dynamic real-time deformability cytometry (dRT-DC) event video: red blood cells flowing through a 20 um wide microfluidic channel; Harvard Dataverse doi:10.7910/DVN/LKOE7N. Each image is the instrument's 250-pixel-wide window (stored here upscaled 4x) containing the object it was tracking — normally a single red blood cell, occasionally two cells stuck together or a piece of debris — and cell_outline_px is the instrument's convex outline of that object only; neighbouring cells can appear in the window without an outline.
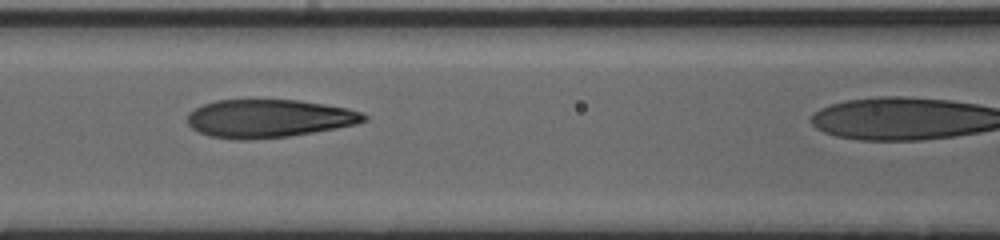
{"species": "human", "species_latin": "Homo sapiens", "temperature_condition": "cold", "stored_images_in_passage": 38, "camera_frame_rate_fps": 3000, "um_per_image_px": 0.085, "donor": {"sex": "male"}, "frame": {"image": 1, "passage_image": 19, "time_ms": 6.0, "image_size_px": [1000, 240], "cell_outline_px": [[368, 120], [356, 124], [336, 128], [288, 136], [248, 140], [240, 140], [208, 136], [192, 128], [188, 124], [188, 112], [204, 104], [216, 100], [300, 100], [348, 108], [360, 112], [368, 116]], "centroid_in_image_um": [22.85, 10.07], "position_along_channel_um": 143.7, "area_um2": 39.13}}
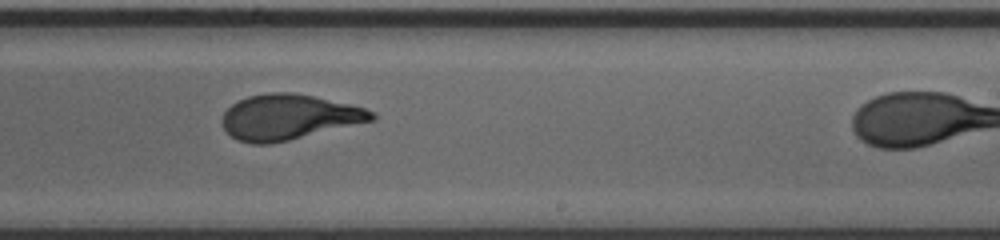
{"frame": {"image": 2, "passage_image": 28, "time_ms": 9.0, "image_size_px": [1000, 240], "cell_outline_px": [[376, 120], [272, 144], [252, 144], [236, 140], [224, 128], [220, 120], [224, 112], [232, 104], [248, 96], [268, 92], [292, 92], [312, 96], [348, 104], [364, 108], [376, 112]], "centroid_in_image_um": [24.53, 9.96], "position_along_channel_um": 264.5, "area_um2": 39.54}}
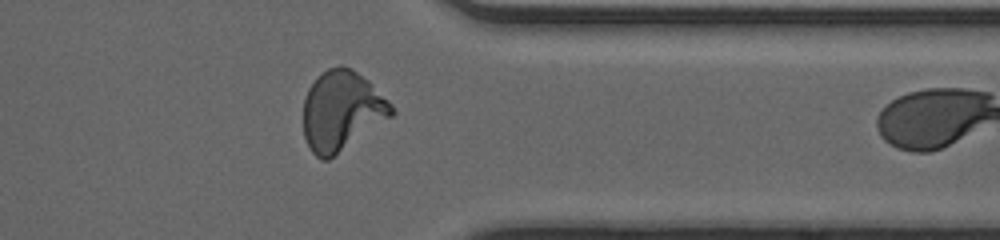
{"frame": {"image": 3, "passage_image": 37, "time_ms": 12.0, "image_size_px": [1000, 240], "cell_outline_px": [[396, 112], [392, 116], [328, 160], [320, 160], [312, 152], [304, 136], [304, 96], [308, 88], [316, 76], [328, 68], [340, 64], [344, 64], [352, 68], [368, 80], [392, 104]], "centroid_in_image_um": [29.03, 9.39], "position_along_channel_um": 382.4, "area_um2": 41.04}}